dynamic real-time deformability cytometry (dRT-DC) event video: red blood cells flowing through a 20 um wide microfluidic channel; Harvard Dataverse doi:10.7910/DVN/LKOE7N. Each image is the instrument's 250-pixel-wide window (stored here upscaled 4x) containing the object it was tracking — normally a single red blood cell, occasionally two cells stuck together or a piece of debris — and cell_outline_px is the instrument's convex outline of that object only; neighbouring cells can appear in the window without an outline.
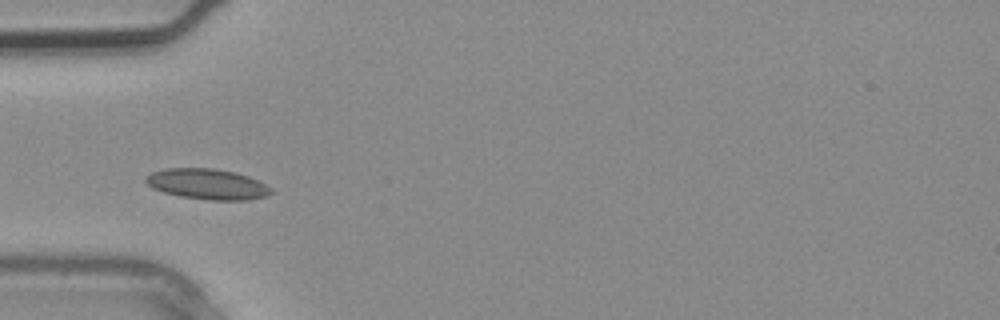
{"species": "common noctule bat (a hibernating species)", "species_latin": "Nyctalus noctula", "temperature_condition": "warm", "stored_images_in_passage": 3, "camera_frame_rate_fps": 3000, "um_per_image_px": 0.085, "animal": {"sex": "male", "body_mass_g": 20.4}, "frame": {"image": 1, "passage_image": 3, "time_ms": 0.667, "image_size_px": [1000, 320], "cell_outline_px": [[272, 192], [268, 196], [248, 200], [208, 200], [180, 196], [164, 192], [152, 188], [144, 180], [152, 172], [168, 168], [212, 168], [236, 172], [248, 176], [272, 188]], "centroid_in_image_um": [17.64, 15.65], "position_along_channel_um": 67.4, "area_um2": 22.25}}